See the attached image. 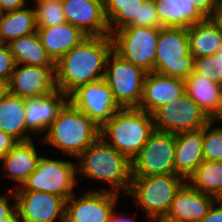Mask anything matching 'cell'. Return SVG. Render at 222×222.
Listing matches in <instances>:
<instances>
[{
    "instance_id": "obj_1",
    "label": "cell",
    "mask_w": 222,
    "mask_h": 222,
    "mask_svg": "<svg viewBox=\"0 0 222 222\" xmlns=\"http://www.w3.org/2000/svg\"><path fill=\"white\" fill-rule=\"evenodd\" d=\"M112 50L110 35L87 36L55 63L56 88L69 95L79 86L103 79Z\"/></svg>"
},
{
    "instance_id": "obj_2",
    "label": "cell",
    "mask_w": 222,
    "mask_h": 222,
    "mask_svg": "<svg viewBox=\"0 0 222 222\" xmlns=\"http://www.w3.org/2000/svg\"><path fill=\"white\" fill-rule=\"evenodd\" d=\"M154 130L151 113L138 107L120 108L100 128V137L131 161ZM107 136L112 142L107 141Z\"/></svg>"
},
{
    "instance_id": "obj_3",
    "label": "cell",
    "mask_w": 222,
    "mask_h": 222,
    "mask_svg": "<svg viewBox=\"0 0 222 222\" xmlns=\"http://www.w3.org/2000/svg\"><path fill=\"white\" fill-rule=\"evenodd\" d=\"M78 159L77 173L107 182L111 192L119 194L120 189H124L128 193L132 179L131 161L101 137Z\"/></svg>"
},
{
    "instance_id": "obj_4",
    "label": "cell",
    "mask_w": 222,
    "mask_h": 222,
    "mask_svg": "<svg viewBox=\"0 0 222 222\" xmlns=\"http://www.w3.org/2000/svg\"><path fill=\"white\" fill-rule=\"evenodd\" d=\"M99 137L100 128L68 101L48 128L43 142L78 158Z\"/></svg>"
},
{
    "instance_id": "obj_5",
    "label": "cell",
    "mask_w": 222,
    "mask_h": 222,
    "mask_svg": "<svg viewBox=\"0 0 222 222\" xmlns=\"http://www.w3.org/2000/svg\"><path fill=\"white\" fill-rule=\"evenodd\" d=\"M187 180L178 174L132 176L127 194L132 196L151 221L163 219L174 196Z\"/></svg>"
},
{
    "instance_id": "obj_6",
    "label": "cell",
    "mask_w": 222,
    "mask_h": 222,
    "mask_svg": "<svg viewBox=\"0 0 222 222\" xmlns=\"http://www.w3.org/2000/svg\"><path fill=\"white\" fill-rule=\"evenodd\" d=\"M193 65L187 28L160 27L155 72L185 80L193 72Z\"/></svg>"
},
{
    "instance_id": "obj_7",
    "label": "cell",
    "mask_w": 222,
    "mask_h": 222,
    "mask_svg": "<svg viewBox=\"0 0 222 222\" xmlns=\"http://www.w3.org/2000/svg\"><path fill=\"white\" fill-rule=\"evenodd\" d=\"M160 27L125 26L110 36L113 51L147 73L155 72Z\"/></svg>"
},
{
    "instance_id": "obj_8",
    "label": "cell",
    "mask_w": 222,
    "mask_h": 222,
    "mask_svg": "<svg viewBox=\"0 0 222 222\" xmlns=\"http://www.w3.org/2000/svg\"><path fill=\"white\" fill-rule=\"evenodd\" d=\"M147 72L113 50L107 57L104 80L120 108L139 107Z\"/></svg>"
},
{
    "instance_id": "obj_9",
    "label": "cell",
    "mask_w": 222,
    "mask_h": 222,
    "mask_svg": "<svg viewBox=\"0 0 222 222\" xmlns=\"http://www.w3.org/2000/svg\"><path fill=\"white\" fill-rule=\"evenodd\" d=\"M76 173L77 165L71 161L43 156L39 159L35 171L28 176L21 187L16 185L14 191L46 192L67 200L75 193L73 188L77 184Z\"/></svg>"
},
{
    "instance_id": "obj_10",
    "label": "cell",
    "mask_w": 222,
    "mask_h": 222,
    "mask_svg": "<svg viewBox=\"0 0 222 222\" xmlns=\"http://www.w3.org/2000/svg\"><path fill=\"white\" fill-rule=\"evenodd\" d=\"M176 134L154 130L131 160V176L175 174Z\"/></svg>"
},
{
    "instance_id": "obj_11",
    "label": "cell",
    "mask_w": 222,
    "mask_h": 222,
    "mask_svg": "<svg viewBox=\"0 0 222 222\" xmlns=\"http://www.w3.org/2000/svg\"><path fill=\"white\" fill-rule=\"evenodd\" d=\"M152 115L156 130L174 134L198 130L210 122V118L186 93L160 106Z\"/></svg>"
},
{
    "instance_id": "obj_12",
    "label": "cell",
    "mask_w": 222,
    "mask_h": 222,
    "mask_svg": "<svg viewBox=\"0 0 222 222\" xmlns=\"http://www.w3.org/2000/svg\"><path fill=\"white\" fill-rule=\"evenodd\" d=\"M68 101L87 115L99 128L120 109L104 78L77 87L68 95Z\"/></svg>"
},
{
    "instance_id": "obj_13",
    "label": "cell",
    "mask_w": 222,
    "mask_h": 222,
    "mask_svg": "<svg viewBox=\"0 0 222 222\" xmlns=\"http://www.w3.org/2000/svg\"><path fill=\"white\" fill-rule=\"evenodd\" d=\"M118 196L108 189L88 191L79 198L73 194L66 200L64 222H108Z\"/></svg>"
},
{
    "instance_id": "obj_14",
    "label": "cell",
    "mask_w": 222,
    "mask_h": 222,
    "mask_svg": "<svg viewBox=\"0 0 222 222\" xmlns=\"http://www.w3.org/2000/svg\"><path fill=\"white\" fill-rule=\"evenodd\" d=\"M16 208L22 222L65 220L66 200L46 192L15 191Z\"/></svg>"
},
{
    "instance_id": "obj_15",
    "label": "cell",
    "mask_w": 222,
    "mask_h": 222,
    "mask_svg": "<svg viewBox=\"0 0 222 222\" xmlns=\"http://www.w3.org/2000/svg\"><path fill=\"white\" fill-rule=\"evenodd\" d=\"M55 66L16 64L8 82L10 94L21 98H35L55 91Z\"/></svg>"
},
{
    "instance_id": "obj_16",
    "label": "cell",
    "mask_w": 222,
    "mask_h": 222,
    "mask_svg": "<svg viewBox=\"0 0 222 222\" xmlns=\"http://www.w3.org/2000/svg\"><path fill=\"white\" fill-rule=\"evenodd\" d=\"M66 22L87 36L110 35L104 0H62Z\"/></svg>"
},
{
    "instance_id": "obj_17",
    "label": "cell",
    "mask_w": 222,
    "mask_h": 222,
    "mask_svg": "<svg viewBox=\"0 0 222 222\" xmlns=\"http://www.w3.org/2000/svg\"><path fill=\"white\" fill-rule=\"evenodd\" d=\"M217 199L196 190L188 181L178 190L163 218L174 222H199Z\"/></svg>"
},
{
    "instance_id": "obj_18",
    "label": "cell",
    "mask_w": 222,
    "mask_h": 222,
    "mask_svg": "<svg viewBox=\"0 0 222 222\" xmlns=\"http://www.w3.org/2000/svg\"><path fill=\"white\" fill-rule=\"evenodd\" d=\"M185 93L183 79L163 76L156 72L147 73L142 100L138 108L152 114L160 106L175 101Z\"/></svg>"
},
{
    "instance_id": "obj_19",
    "label": "cell",
    "mask_w": 222,
    "mask_h": 222,
    "mask_svg": "<svg viewBox=\"0 0 222 222\" xmlns=\"http://www.w3.org/2000/svg\"><path fill=\"white\" fill-rule=\"evenodd\" d=\"M68 95L60 90L35 97L27 98L25 106V121L28 131L35 135L47 132L50 125L56 120L59 111L68 102Z\"/></svg>"
},
{
    "instance_id": "obj_20",
    "label": "cell",
    "mask_w": 222,
    "mask_h": 222,
    "mask_svg": "<svg viewBox=\"0 0 222 222\" xmlns=\"http://www.w3.org/2000/svg\"><path fill=\"white\" fill-rule=\"evenodd\" d=\"M37 34L54 63L87 37L79 28L68 22L52 27H37Z\"/></svg>"
},
{
    "instance_id": "obj_21",
    "label": "cell",
    "mask_w": 222,
    "mask_h": 222,
    "mask_svg": "<svg viewBox=\"0 0 222 222\" xmlns=\"http://www.w3.org/2000/svg\"><path fill=\"white\" fill-rule=\"evenodd\" d=\"M202 145L203 128L176 134L175 174L187 180L196 171L204 161Z\"/></svg>"
},
{
    "instance_id": "obj_22",
    "label": "cell",
    "mask_w": 222,
    "mask_h": 222,
    "mask_svg": "<svg viewBox=\"0 0 222 222\" xmlns=\"http://www.w3.org/2000/svg\"><path fill=\"white\" fill-rule=\"evenodd\" d=\"M41 158L37 154L32 140L18 142L10 152L0 158L3 162V170L8 178L20 183V187L28 176L35 171Z\"/></svg>"
},
{
    "instance_id": "obj_23",
    "label": "cell",
    "mask_w": 222,
    "mask_h": 222,
    "mask_svg": "<svg viewBox=\"0 0 222 222\" xmlns=\"http://www.w3.org/2000/svg\"><path fill=\"white\" fill-rule=\"evenodd\" d=\"M161 27L189 28L206 18L192 0H154Z\"/></svg>"
},
{
    "instance_id": "obj_24",
    "label": "cell",
    "mask_w": 222,
    "mask_h": 222,
    "mask_svg": "<svg viewBox=\"0 0 222 222\" xmlns=\"http://www.w3.org/2000/svg\"><path fill=\"white\" fill-rule=\"evenodd\" d=\"M26 99L8 94L0 103V129L18 142L32 140L25 121Z\"/></svg>"
},
{
    "instance_id": "obj_25",
    "label": "cell",
    "mask_w": 222,
    "mask_h": 222,
    "mask_svg": "<svg viewBox=\"0 0 222 222\" xmlns=\"http://www.w3.org/2000/svg\"><path fill=\"white\" fill-rule=\"evenodd\" d=\"M184 81L186 94L211 118L217 112L222 86L194 72Z\"/></svg>"
},
{
    "instance_id": "obj_26",
    "label": "cell",
    "mask_w": 222,
    "mask_h": 222,
    "mask_svg": "<svg viewBox=\"0 0 222 222\" xmlns=\"http://www.w3.org/2000/svg\"><path fill=\"white\" fill-rule=\"evenodd\" d=\"M187 33L194 58L216 54L222 46V34L211 19L190 26Z\"/></svg>"
},
{
    "instance_id": "obj_27",
    "label": "cell",
    "mask_w": 222,
    "mask_h": 222,
    "mask_svg": "<svg viewBox=\"0 0 222 222\" xmlns=\"http://www.w3.org/2000/svg\"><path fill=\"white\" fill-rule=\"evenodd\" d=\"M36 31L34 8L24 7L19 10L0 13V42L9 44L13 40Z\"/></svg>"
},
{
    "instance_id": "obj_28",
    "label": "cell",
    "mask_w": 222,
    "mask_h": 222,
    "mask_svg": "<svg viewBox=\"0 0 222 222\" xmlns=\"http://www.w3.org/2000/svg\"><path fill=\"white\" fill-rule=\"evenodd\" d=\"M16 64L29 66H55L46 53L37 31L9 43Z\"/></svg>"
},
{
    "instance_id": "obj_29",
    "label": "cell",
    "mask_w": 222,
    "mask_h": 222,
    "mask_svg": "<svg viewBox=\"0 0 222 222\" xmlns=\"http://www.w3.org/2000/svg\"><path fill=\"white\" fill-rule=\"evenodd\" d=\"M187 181L196 190L222 200V162L204 160Z\"/></svg>"
},
{
    "instance_id": "obj_30",
    "label": "cell",
    "mask_w": 222,
    "mask_h": 222,
    "mask_svg": "<svg viewBox=\"0 0 222 222\" xmlns=\"http://www.w3.org/2000/svg\"><path fill=\"white\" fill-rule=\"evenodd\" d=\"M146 0H104L110 35L138 19L140 6Z\"/></svg>"
},
{
    "instance_id": "obj_31",
    "label": "cell",
    "mask_w": 222,
    "mask_h": 222,
    "mask_svg": "<svg viewBox=\"0 0 222 222\" xmlns=\"http://www.w3.org/2000/svg\"><path fill=\"white\" fill-rule=\"evenodd\" d=\"M33 7L37 27H52L66 22L62 0H37Z\"/></svg>"
},
{
    "instance_id": "obj_32",
    "label": "cell",
    "mask_w": 222,
    "mask_h": 222,
    "mask_svg": "<svg viewBox=\"0 0 222 222\" xmlns=\"http://www.w3.org/2000/svg\"><path fill=\"white\" fill-rule=\"evenodd\" d=\"M213 122H209L203 128V157L204 160L222 162V127H214Z\"/></svg>"
},
{
    "instance_id": "obj_33",
    "label": "cell",
    "mask_w": 222,
    "mask_h": 222,
    "mask_svg": "<svg viewBox=\"0 0 222 222\" xmlns=\"http://www.w3.org/2000/svg\"><path fill=\"white\" fill-rule=\"evenodd\" d=\"M193 72L222 86V58L217 54L194 58Z\"/></svg>"
},
{
    "instance_id": "obj_34",
    "label": "cell",
    "mask_w": 222,
    "mask_h": 222,
    "mask_svg": "<svg viewBox=\"0 0 222 222\" xmlns=\"http://www.w3.org/2000/svg\"><path fill=\"white\" fill-rule=\"evenodd\" d=\"M127 26L161 27L154 0L144 1L138 19H133Z\"/></svg>"
},
{
    "instance_id": "obj_35",
    "label": "cell",
    "mask_w": 222,
    "mask_h": 222,
    "mask_svg": "<svg viewBox=\"0 0 222 222\" xmlns=\"http://www.w3.org/2000/svg\"><path fill=\"white\" fill-rule=\"evenodd\" d=\"M15 66L16 62L9 44L0 42V81L8 83Z\"/></svg>"
},
{
    "instance_id": "obj_36",
    "label": "cell",
    "mask_w": 222,
    "mask_h": 222,
    "mask_svg": "<svg viewBox=\"0 0 222 222\" xmlns=\"http://www.w3.org/2000/svg\"><path fill=\"white\" fill-rule=\"evenodd\" d=\"M220 1L221 0H192V3L206 19H210Z\"/></svg>"
},
{
    "instance_id": "obj_37",
    "label": "cell",
    "mask_w": 222,
    "mask_h": 222,
    "mask_svg": "<svg viewBox=\"0 0 222 222\" xmlns=\"http://www.w3.org/2000/svg\"><path fill=\"white\" fill-rule=\"evenodd\" d=\"M199 222H222V200L217 199Z\"/></svg>"
},
{
    "instance_id": "obj_38",
    "label": "cell",
    "mask_w": 222,
    "mask_h": 222,
    "mask_svg": "<svg viewBox=\"0 0 222 222\" xmlns=\"http://www.w3.org/2000/svg\"><path fill=\"white\" fill-rule=\"evenodd\" d=\"M18 141L0 129V158L6 156Z\"/></svg>"
},
{
    "instance_id": "obj_39",
    "label": "cell",
    "mask_w": 222,
    "mask_h": 222,
    "mask_svg": "<svg viewBox=\"0 0 222 222\" xmlns=\"http://www.w3.org/2000/svg\"><path fill=\"white\" fill-rule=\"evenodd\" d=\"M14 193V194H12ZM11 195L13 196L14 205H9L7 199L9 197L1 195L0 196V222L4 221V217L9 216L16 209V194L15 191L11 190Z\"/></svg>"
},
{
    "instance_id": "obj_40",
    "label": "cell",
    "mask_w": 222,
    "mask_h": 222,
    "mask_svg": "<svg viewBox=\"0 0 222 222\" xmlns=\"http://www.w3.org/2000/svg\"><path fill=\"white\" fill-rule=\"evenodd\" d=\"M26 6L25 0H0V13L11 12Z\"/></svg>"
},
{
    "instance_id": "obj_41",
    "label": "cell",
    "mask_w": 222,
    "mask_h": 222,
    "mask_svg": "<svg viewBox=\"0 0 222 222\" xmlns=\"http://www.w3.org/2000/svg\"><path fill=\"white\" fill-rule=\"evenodd\" d=\"M210 19L219 28V31L222 34V1L219 2L215 12Z\"/></svg>"
},
{
    "instance_id": "obj_42",
    "label": "cell",
    "mask_w": 222,
    "mask_h": 222,
    "mask_svg": "<svg viewBox=\"0 0 222 222\" xmlns=\"http://www.w3.org/2000/svg\"><path fill=\"white\" fill-rule=\"evenodd\" d=\"M108 222H134V219L132 217H125L120 214H117L114 210L109 216Z\"/></svg>"
},
{
    "instance_id": "obj_43",
    "label": "cell",
    "mask_w": 222,
    "mask_h": 222,
    "mask_svg": "<svg viewBox=\"0 0 222 222\" xmlns=\"http://www.w3.org/2000/svg\"><path fill=\"white\" fill-rule=\"evenodd\" d=\"M217 120H222V92L219 100V105L217 108V112L210 118L211 122H217Z\"/></svg>"
},
{
    "instance_id": "obj_44",
    "label": "cell",
    "mask_w": 222,
    "mask_h": 222,
    "mask_svg": "<svg viewBox=\"0 0 222 222\" xmlns=\"http://www.w3.org/2000/svg\"><path fill=\"white\" fill-rule=\"evenodd\" d=\"M2 222H22L17 208L9 216L4 217Z\"/></svg>"
},
{
    "instance_id": "obj_45",
    "label": "cell",
    "mask_w": 222,
    "mask_h": 222,
    "mask_svg": "<svg viewBox=\"0 0 222 222\" xmlns=\"http://www.w3.org/2000/svg\"><path fill=\"white\" fill-rule=\"evenodd\" d=\"M8 83L0 81V103L4 97L8 94Z\"/></svg>"
},
{
    "instance_id": "obj_46",
    "label": "cell",
    "mask_w": 222,
    "mask_h": 222,
    "mask_svg": "<svg viewBox=\"0 0 222 222\" xmlns=\"http://www.w3.org/2000/svg\"><path fill=\"white\" fill-rule=\"evenodd\" d=\"M216 54H217L219 57L222 58V46H221V48L217 51Z\"/></svg>"
},
{
    "instance_id": "obj_47",
    "label": "cell",
    "mask_w": 222,
    "mask_h": 222,
    "mask_svg": "<svg viewBox=\"0 0 222 222\" xmlns=\"http://www.w3.org/2000/svg\"><path fill=\"white\" fill-rule=\"evenodd\" d=\"M159 222H174V221H169V220H166V219H160V220H157Z\"/></svg>"
}]
</instances>
